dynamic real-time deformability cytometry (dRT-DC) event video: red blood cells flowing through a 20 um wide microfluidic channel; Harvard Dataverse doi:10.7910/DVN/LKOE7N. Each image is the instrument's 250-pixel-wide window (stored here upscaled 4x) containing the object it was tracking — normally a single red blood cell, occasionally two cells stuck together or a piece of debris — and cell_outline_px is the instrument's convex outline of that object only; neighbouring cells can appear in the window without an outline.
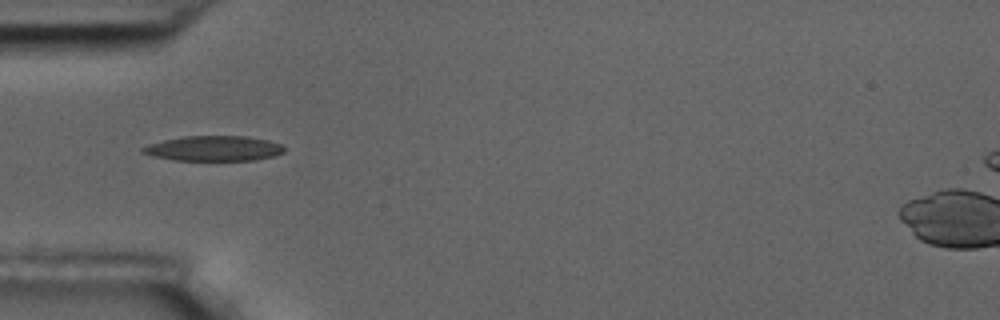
{"species": "common noctule bat (a hibernating species)", "species_latin": "Nyctalus noctula", "temperature_condition": "room temperature", "stored_images_in_passage": 2, "camera_frame_rate_fps": 3000, "um_per_image_px": 0.085, "animal": {"sex": "male", "body_mass_g": 17.5, "forearm_length_mm": 52.3}, "frame": {"image": 1, "passage_image": 2, "time_ms": 1.0, "image_size_px": [1000, 320], "cell_outline_px": [[284, 152], [272, 156], [256, 160], [172, 160], [152, 156], [140, 152], [140, 148], [148, 144], [164, 140], [184, 136], [244, 136], [268, 140], [280, 144], [284, 148]], "centroid_in_image_um": [18.12, 12.62], "position_along_channel_um": 66.9, "area_um2": 20.69}}